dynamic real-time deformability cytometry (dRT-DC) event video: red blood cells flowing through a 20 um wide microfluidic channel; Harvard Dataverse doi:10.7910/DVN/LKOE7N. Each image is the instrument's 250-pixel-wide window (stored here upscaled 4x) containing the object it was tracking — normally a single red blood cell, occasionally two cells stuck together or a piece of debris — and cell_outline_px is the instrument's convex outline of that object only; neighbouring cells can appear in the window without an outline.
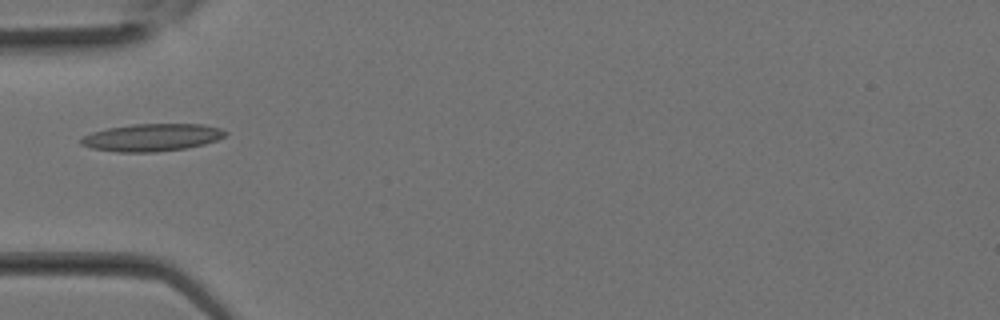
{"species": "Egyptian fruit bat (a non-hibernating species)", "species_latin": "Rousettus aegyptiacus", "temperature_condition": "room temperature", "stored_images_in_passage": 4, "camera_frame_rate_fps": 3000, "um_per_image_px": 0.085, "animal": {"sex": "female"}, "frame": {"image": 1, "passage_image": 1, "time_ms": 0.0, "image_size_px": [1000, 320], "cell_outline_px": [[228, 132], [224, 136], [216, 140], [204, 144], [184, 148], [156, 152], [116, 152], [92, 148], [80, 144], [80, 140], [84, 136], [92, 132], [108, 128], [132, 124], [204, 124], [220, 128]], "centroid_in_image_um": [12.91, 11.68], "position_along_channel_um": 72.1, "area_um2": 23.0}}
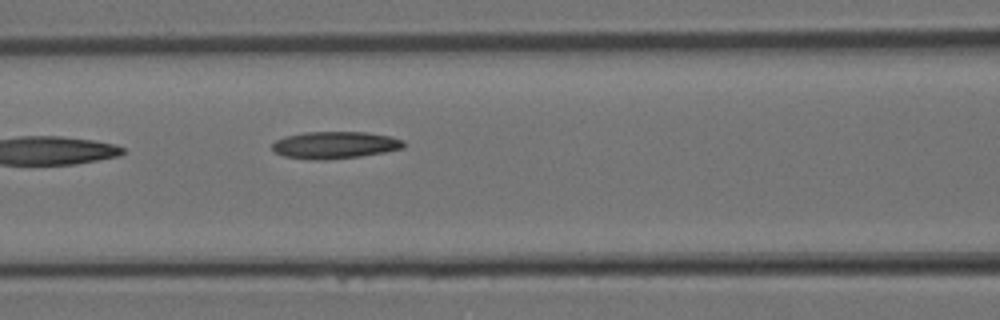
{"frame": {"image": 2, "passage_image": 4, "time_ms": 1.0, "image_size_px": [1000, 320], "cell_outline_px": [[404, 148], [384, 152], [360, 156], [324, 160], [312, 160], [284, 156], [276, 152], [272, 148], [272, 144], [276, 140], [284, 136], [304, 132], [368, 132], [392, 136], [404, 140]], "centroid_in_image_um": [28.48, 12.32], "position_along_channel_um": 138.1, "area_um2": 20.87}}